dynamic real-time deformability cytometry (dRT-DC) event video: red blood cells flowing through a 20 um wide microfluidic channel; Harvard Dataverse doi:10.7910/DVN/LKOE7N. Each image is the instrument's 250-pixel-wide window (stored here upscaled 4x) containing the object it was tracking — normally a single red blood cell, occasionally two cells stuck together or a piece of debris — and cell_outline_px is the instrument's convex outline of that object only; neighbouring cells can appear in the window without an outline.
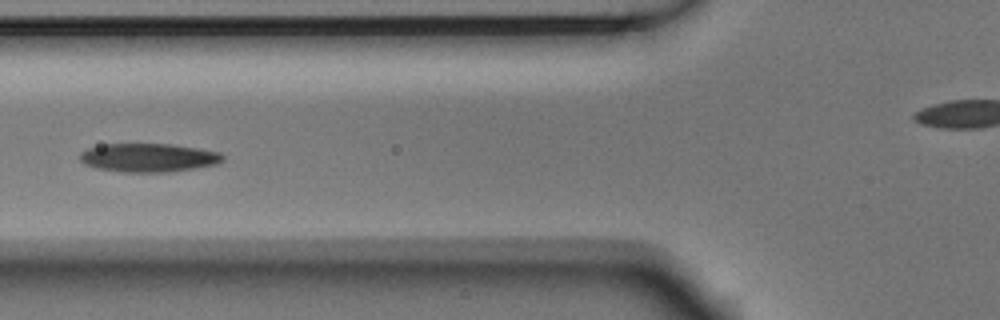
{"species": "Egyptian fruit bat (a non-hibernating species)", "species_latin": "Rousettus aegyptiacus", "temperature_condition": "room temperature", "stored_images_in_passage": 5, "camera_frame_rate_fps": 3000, "um_per_image_px": 0.085, "animal": {"sex": "male"}, "frame": {"image": 1, "passage_image": 5, "time_ms": 1.333, "image_size_px": [1000, 320], "cell_outline_px": [[224, 160], [220, 164], [164, 172], [124, 172], [96, 168], [84, 164], [80, 160], [80, 152], [88, 148], [104, 144], [168, 144], [196, 148], [220, 152], [224, 156]], "centroid_in_image_um": [12.62, 13.4], "position_along_channel_um": 113.2, "area_um2": 23.7}}